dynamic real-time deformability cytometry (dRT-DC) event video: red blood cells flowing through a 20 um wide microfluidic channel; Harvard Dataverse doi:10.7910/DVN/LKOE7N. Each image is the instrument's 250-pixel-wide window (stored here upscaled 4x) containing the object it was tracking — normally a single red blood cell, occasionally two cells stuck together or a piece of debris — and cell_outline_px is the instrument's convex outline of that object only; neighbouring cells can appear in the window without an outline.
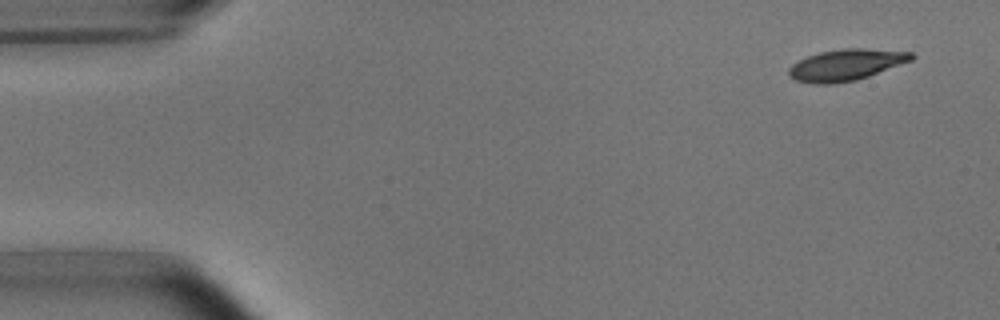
{"species": "common noctule bat (a hibernating species)", "species_latin": "Nyctalus noctula", "temperature_condition": "room temperature", "stored_images_in_passage": 5, "camera_frame_rate_fps": 3000, "um_per_image_px": 0.085, "animal": {"sex": "male", "body_mass_g": 15.6}, "frame": {"image": 1, "passage_image": 1, "time_ms": 0.0, "image_size_px": [1000, 320], "cell_outline_px": [[916, 56], [912, 60], [868, 76], [856, 80], [832, 84], [812, 84], [796, 80], [788, 72], [788, 68], [792, 64], [808, 56], [820, 52], [844, 48], [864, 48], [912, 52]], "centroid_in_image_um": [71.92, 5.51], "position_along_channel_um": 13.1, "area_um2": 22.25}}
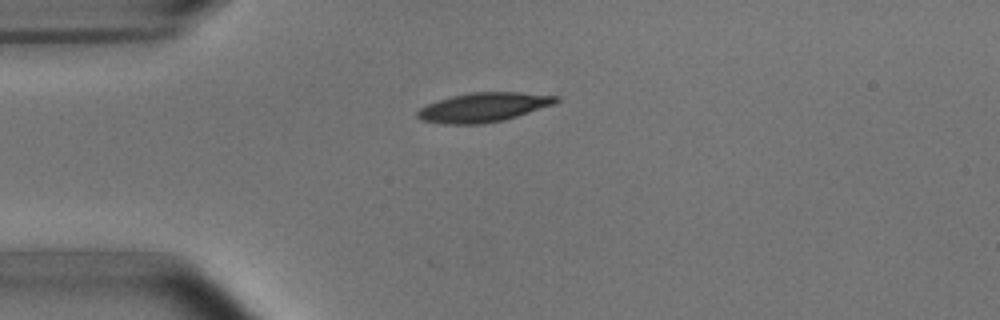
{"frame": {"image": 2, "passage_image": 4, "time_ms": 3.333, "image_size_px": [1000, 320], "cell_outline_px": [[560, 100], [552, 104], [504, 120], [480, 124], [440, 124], [420, 120], [416, 116], [416, 112], [420, 108], [428, 104], [452, 96], [468, 92], [520, 92], [560, 96]], "centroid_in_image_um": [41.06, 9.12], "position_along_channel_um": 43.9, "area_um2": 23.52}}
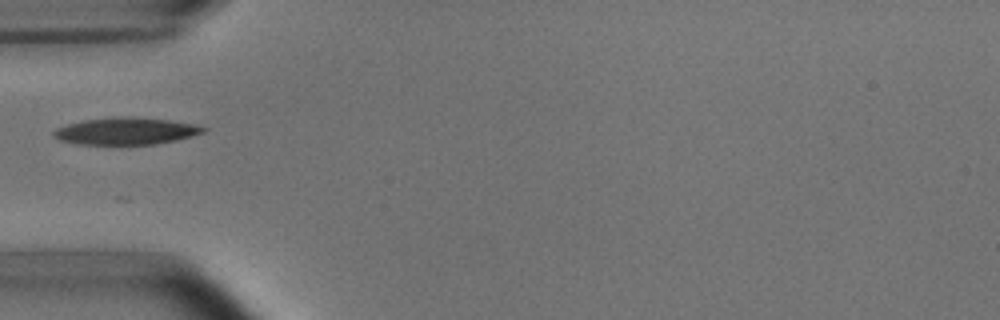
{"frame": {"image": 3, "passage_image": 5, "time_ms": 4.667, "image_size_px": [1000, 320], "cell_outline_px": [[208, 128], [204, 132], [192, 136], [176, 140], [156, 144], [80, 144], [60, 140], [52, 136], [52, 132], [56, 128], [68, 124], [84, 120], [116, 116], [120, 116], [168, 120], [196, 124]], "centroid_in_image_um": [10.71, 11.14], "position_along_channel_um": 74.3, "area_um2": 23.47}}